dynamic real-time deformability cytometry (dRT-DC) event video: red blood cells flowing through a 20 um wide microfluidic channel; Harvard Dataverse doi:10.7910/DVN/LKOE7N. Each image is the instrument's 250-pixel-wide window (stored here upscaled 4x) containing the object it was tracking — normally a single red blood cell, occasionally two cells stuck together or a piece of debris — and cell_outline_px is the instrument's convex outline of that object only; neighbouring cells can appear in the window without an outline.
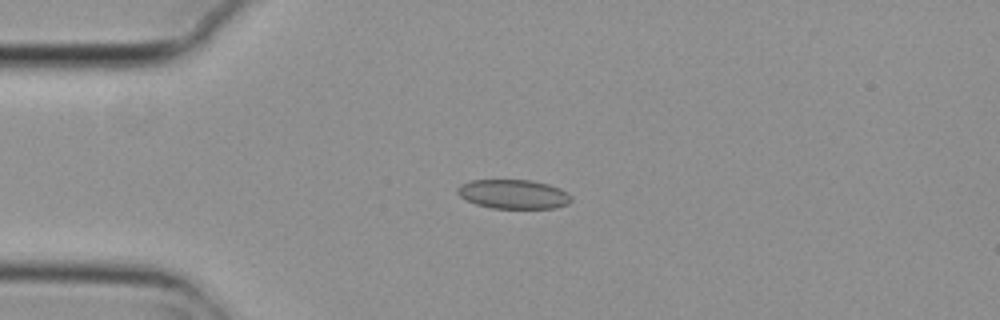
{"species": "common noctule bat (a hibernating species)", "species_latin": "Nyctalus noctula", "temperature_condition": "cold", "stored_images_in_passage": 3, "camera_frame_rate_fps": 3000, "um_per_image_px": 0.085, "animal": {"sex": "female", "body_mass_g": 29.2, "forearm_length_mm": 56.3}, "frame": {"image": 1, "passage_image": 2, "time_ms": 0.333, "image_size_px": [1000, 320], "cell_outline_px": [[572, 200], [568, 204], [556, 208], [492, 208], [476, 204], [460, 196], [456, 192], [456, 188], [460, 184], [472, 180], [532, 180], [548, 184], [560, 188], [568, 192], [572, 196]], "centroid_in_image_um": [43.67, 16.5], "position_along_channel_um": 41.3, "area_um2": 19.48}}